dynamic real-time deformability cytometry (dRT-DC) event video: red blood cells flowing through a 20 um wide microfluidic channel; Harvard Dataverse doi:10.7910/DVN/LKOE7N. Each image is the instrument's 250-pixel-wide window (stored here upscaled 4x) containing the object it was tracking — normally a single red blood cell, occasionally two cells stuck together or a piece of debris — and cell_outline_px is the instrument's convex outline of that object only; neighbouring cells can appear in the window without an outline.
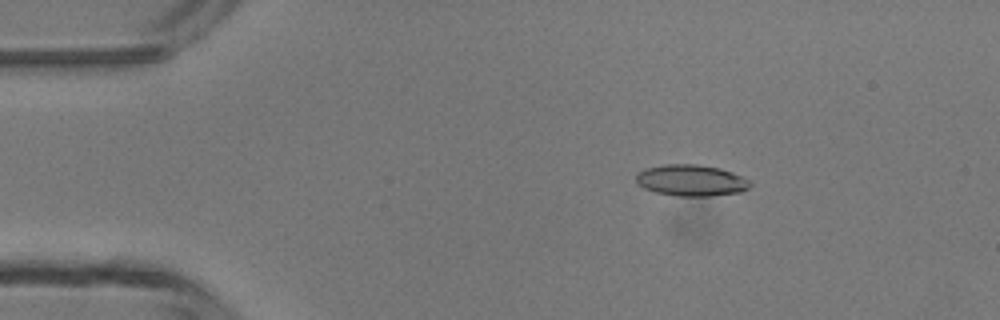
{"species": "common noctule bat (a hibernating species)", "species_latin": "Nyctalus noctula", "temperature_condition": "room temperature", "stored_images_in_passage": 5, "camera_frame_rate_fps": 3000, "um_per_image_px": 0.085, "animal": {"sex": "male", "body_mass_g": 13.3}, "frame": {"image": 1, "passage_image": 2, "time_ms": 1.0, "image_size_px": [1000, 320], "cell_outline_px": [[752, 184], [748, 188], [740, 192], [712, 196], [676, 196], [656, 192], [644, 188], [636, 184], [636, 172], [644, 168], [664, 164], [696, 164], [720, 168], [732, 172], [748, 180]], "centroid_in_image_um": [58.7, 15.33], "position_along_channel_um": 26.3, "area_um2": 20.98}}
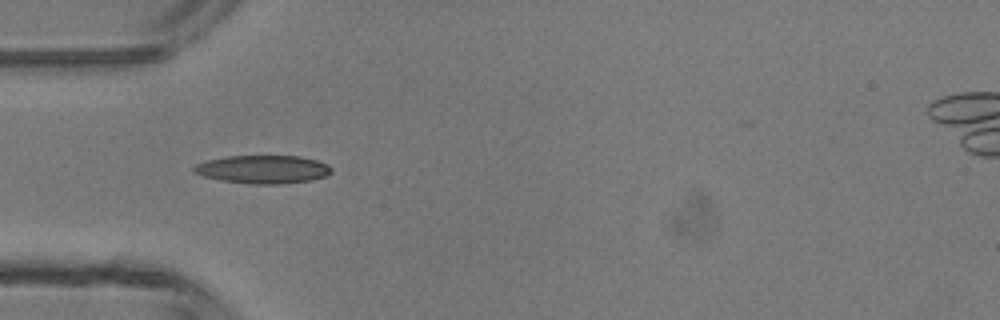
{"frame": {"image": 2, "passage_image": 4, "time_ms": 3.333, "image_size_px": [1000, 320], "cell_outline_px": [[332, 172], [324, 176], [312, 180], [284, 184], [252, 184], [220, 180], [204, 176], [192, 172], [192, 168], [196, 164], [208, 160], [228, 156], [300, 156], [316, 160], [328, 164], [332, 168]], "centroid_in_image_um": [22.36, 14.4], "position_along_channel_um": 62.6, "area_um2": 22.66}}
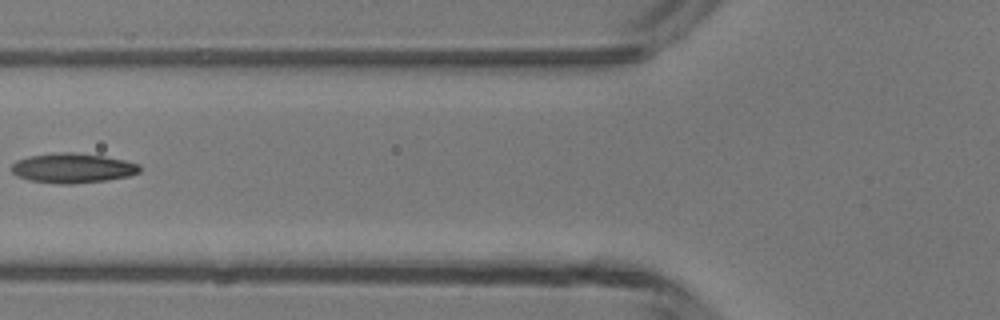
{"frame": {"image": 3, "passage_image": 5, "time_ms": 4.667, "image_size_px": [1000, 320], "cell_outline_px": [[140, 172], [128, 176], [108, 180], [72, 184], [60, 184], [28, 180], [16, 176], [12, 172], [12, 164], [16, 160], [28, 156], [60, 152], [72, 152], [104, 156], [124, 160], [140, 164]], "centroid_in_image_um": [6.16, 14.29], "position_along_channel_um": 119.6, "area_um2": 22.31}}